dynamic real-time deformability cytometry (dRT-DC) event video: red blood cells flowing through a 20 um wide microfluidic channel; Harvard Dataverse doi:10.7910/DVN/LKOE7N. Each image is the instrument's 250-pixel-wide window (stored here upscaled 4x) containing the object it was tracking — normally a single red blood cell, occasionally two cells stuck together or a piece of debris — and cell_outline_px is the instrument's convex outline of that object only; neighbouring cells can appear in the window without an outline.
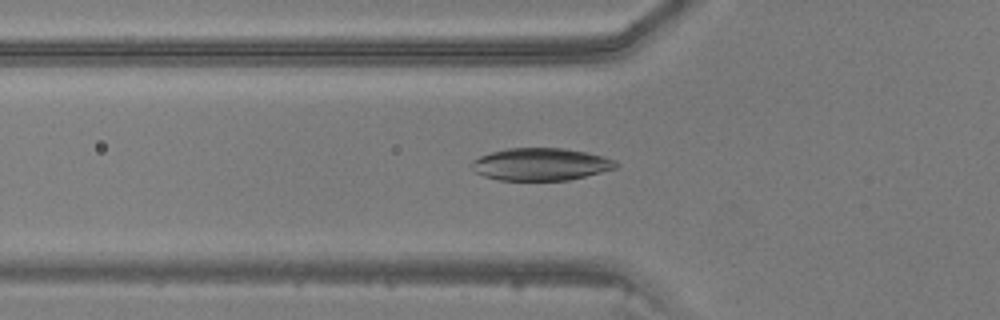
{"species": "common noctule bat (a hibernating species)", "species_latin": "Nyctalus noctula", "temperature_condition": "warm", "stored_images_in_passage": 38, "camera_frame_rate_fps": 3000, "um_per_image_px": 0.085, "animal": {"sex": "male", "body_mass_g": 20.5, "forearm_length_mm": 52.5}, "frame": {"image": 1, "passage_image": 8, "time_ms": 2.333, "image_size_px": [1000, 320], "cell_outline_px": [[620, 164], [616, 168], [568, 180], [500, 180], [484, 176], [476, 172], [472, 164], [472, 160], [480, 156], [492, 152], [508, 148], [564, 148], [604, 156], [616, 160]], "centroid_in_image_um": [45.99, 13.96], "position_along_channel_um": 79.8, "area_um2": 27.05}}
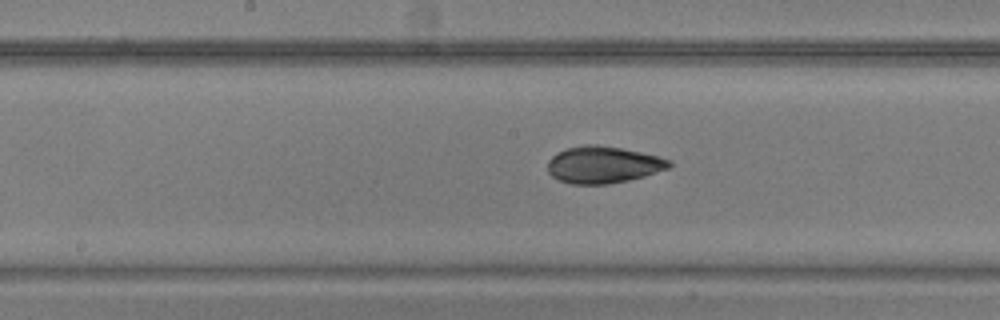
{"frame": {"image": 2, "passage_image": 16, "time_ms": 5.0, "image_size_px": [1000, 320], "cell_outline_px": [[672, 164], [668, 168], [644, 176], [628, 180], [608, 184], [572, 184], [560, 180], [552, 176], [548, 172], [548, 160], [556, 152], [568, 148], [584, 144], [596, 144], [620, 148], [660, 156], [672, 160]], "centroid_in_image_um": [51.27, 13.99], "position_along_channel_um": 196.9, "area_um2": 26.13}}
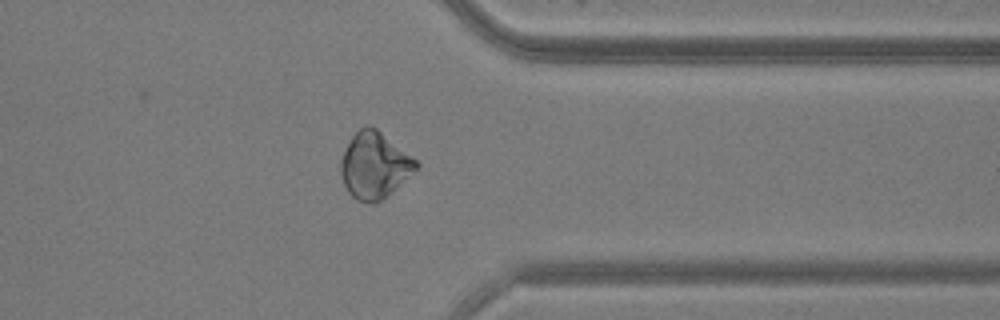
{"frame": {"image": 3, "passage_image": 29, "time_ms": 9.333, "image_size_px": [1000, 320], "cell_outline_px": [[420, 164], [408, 176], [380, 200], [372, 204], [368, 204], [356, 200], [348, 192], [344, 184], [340, 172], [340, 160], [352, 136], [360, 128], [368, 124], [376, 128], [416, 160]], "centroid_in_image_um": [31.78, 14.05], "position_along_channel_um": 379.6, "area_um2": 28.44}}